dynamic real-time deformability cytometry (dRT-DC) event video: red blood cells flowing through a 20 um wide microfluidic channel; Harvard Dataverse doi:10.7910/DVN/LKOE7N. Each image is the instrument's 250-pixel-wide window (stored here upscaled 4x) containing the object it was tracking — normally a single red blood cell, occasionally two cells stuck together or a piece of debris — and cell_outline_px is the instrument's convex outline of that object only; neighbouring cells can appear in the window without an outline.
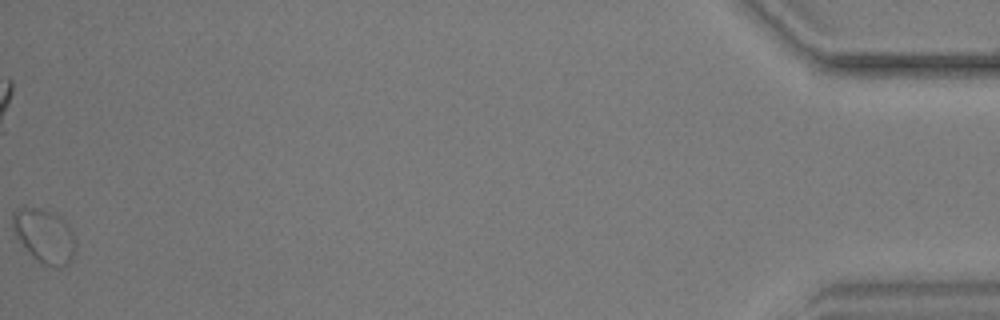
{"species": "common noctule bat (a hibernating species)", "species_latin": "Nyctalus noctula", "temperature_condition": "warm", "stored_images_in_passage": 44, "camera_frame_rate_fps": 3000, "um_per_image_px": 0.085, "animal": {"sex": "male", "body_mass_g": 17.9, "forearm_length_mm": 54.2}, "frame": {"image": 1, "passage_image": 44, "time_ms": 14.333, "image_size_px": [1000, 320], "cell_outline_px": [[76, 244], [72, 256], [68, 264], [60, 268], [56, 268], [44, 264], [32, 256], [20, 240], [12, 228], [12, 212], [16, 208], [36, 208], [52, 212], [64, 220], [68, 224], [76, 240]], "centroid_in_image_um": [3.78, 20.05], "position_along_channel_um": 431.4, "area_um2": 19.54}}